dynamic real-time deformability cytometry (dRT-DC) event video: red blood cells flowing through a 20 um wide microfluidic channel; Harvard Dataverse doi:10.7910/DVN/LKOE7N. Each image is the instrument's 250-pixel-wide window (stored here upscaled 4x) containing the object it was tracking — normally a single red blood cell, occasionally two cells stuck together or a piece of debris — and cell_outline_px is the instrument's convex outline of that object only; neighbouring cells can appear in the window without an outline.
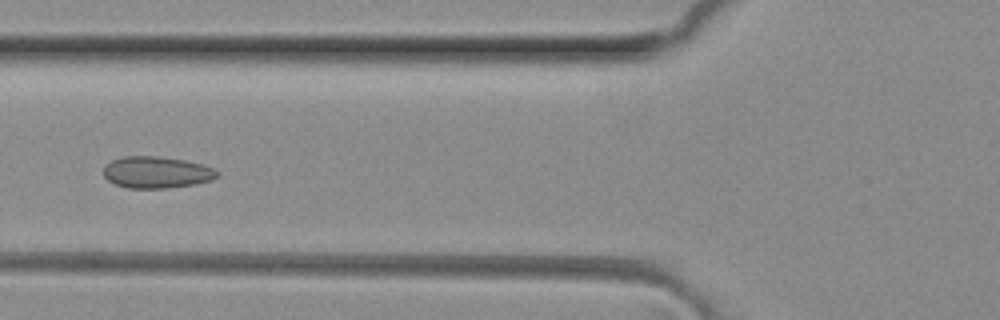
{"species": "common noctule bat (a hibernating species)", "species_latin": "Nyctalus noctula", "temperature_condition": "room temperature", "stored_images_in_passage": 4, "camera_frame_rate_fps": 3000, "um_per_image_px": 0.085, "animal": {"sex": "female", "body_mass_g": 29.2, "forearm_length_mm": 56.3}, "frame": {"image": 1, "passage_image": 4, "time_ms": 1.0, "image_size_px": [1000, 320], "cell_outline_px": [[220, 176], [212, 180], [196, 184], [168, 188], [128, 188], [116, 184], [108, 180], [104, 176], [104, 164], [112, 160], [124, 156], [156, 156], [184, 160], [204, 164], [216, 168], [220, 172]], "centroid_in_image_um": [13.36, 14.64], "position_along_channel_um": 112.4, "area_um2": 21.27}}